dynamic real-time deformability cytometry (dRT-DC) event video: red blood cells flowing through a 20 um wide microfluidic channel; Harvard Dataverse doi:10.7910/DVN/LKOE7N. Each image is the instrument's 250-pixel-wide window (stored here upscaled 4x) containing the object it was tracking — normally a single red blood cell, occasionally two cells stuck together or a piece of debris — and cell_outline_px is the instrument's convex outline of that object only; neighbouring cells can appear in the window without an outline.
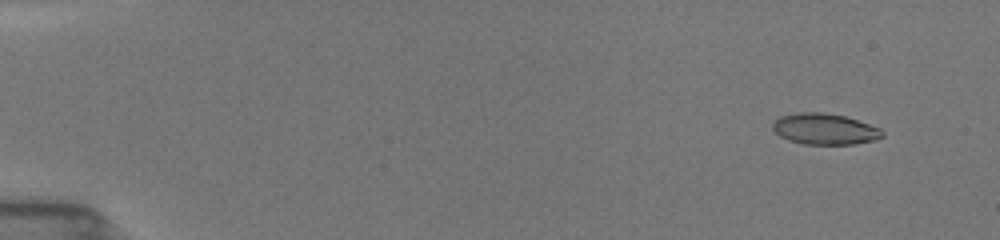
{"species": "common noctule bat (a hibernating species)", "species_latin": "Nyctalus noctula", "temperature_condition": "room temperature", "stored_images_in_passage": 35, "camera_frame_rate_fps": 3000, "um_per_image_px": 0.085, "animal": {"sex": "female", "body_mass_g": 19.5, "forearm_length_mm": 54.1}, "frame": {"image": 1, "passage_image": 4, "time_ms": 1.333, "image_size_px": [1000, 240], "cell_outline_px": [[884, 136], [876, 140], [852, 144], [804, 144], [788, 140], [780, 136], [772, 128], [772, 124], [780, 116], [800, 112], [824, 112], [844, 116], [880, 128], [884, 132]], "centroid_in_image_um": [70.1, 10.97], "position_along_channel_um": 14.9, "area_um2": 19.77}}
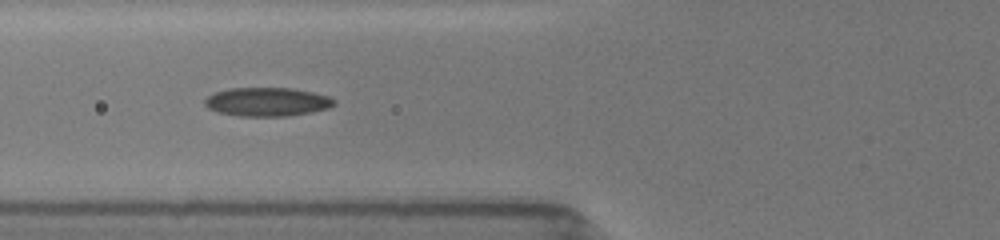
{"frame": {"image": 2, "passage_image": 22, "time_ms": 7.0, "image_size_px": [1000, 240], "cell_outline_px": [[336, 104], [328, 108], [312, 112], [288, 116], [240, 116], [220, 112], [208, 108], [204, 104], [204, 100], [208, 96], [216, 92], [228, 88], [292, 88], [312, 92], [328, 96], [336, 100]], "centroid_in_image_um": [22.73, 8.65], "position_along_channel_um": 103.1, "area_um2": 21.62}}
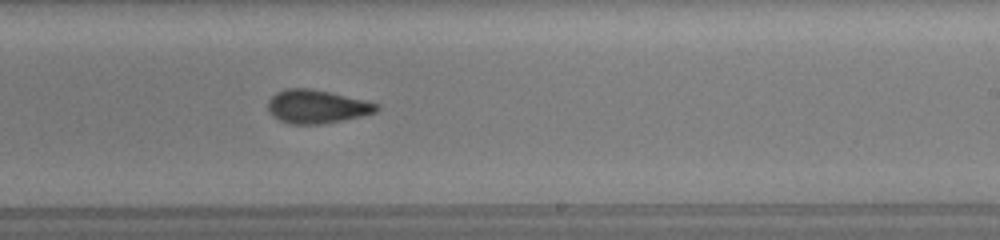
{"frame": {"image": 3, "passage_image": 35, "time_ms": 11.0, "image_size_px": [1000, 240], "cell_outline_px": [[380, 108], [376, 112], [360, 116], [320, 124], [292, 124], [280, 120], [272, 116], [268, 112], [268, 100], [276, 92], [284, 88], [312, 88], [364, 100], [380, 104]], "centroid_in_image_um": [26.9, 9.04], "position_along_channel_um": 262.1, "area_um2": 21.15}}